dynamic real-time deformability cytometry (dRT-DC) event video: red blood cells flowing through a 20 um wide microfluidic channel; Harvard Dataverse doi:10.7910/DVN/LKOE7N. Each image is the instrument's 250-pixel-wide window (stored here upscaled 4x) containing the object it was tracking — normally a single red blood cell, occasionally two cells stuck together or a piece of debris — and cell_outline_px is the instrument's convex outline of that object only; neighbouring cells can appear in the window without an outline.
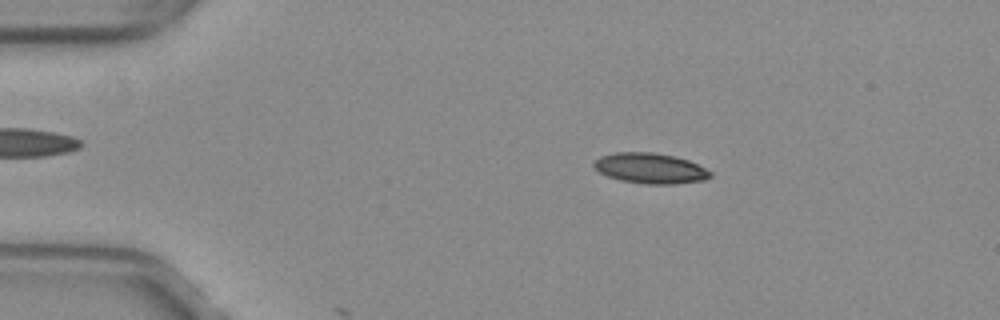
{"species": "common noctule bat (a hibernating species)", "species_latin": "Nyctalus noctula", "temperature_condition": "warm", "stored_images_in_passage": 11, "camera_frame_rate_fps": 3000, "um_per_image_px": 0.085, "animal": {"sex": "female", "body_mass_g": 29.2, "forearm_length_mm": 56.3}, "frame": {"image": 1, "passage_image": 9, "time_ms": 2.667, "image_size_px": [1000, 320], "cell_outline_px": [[712, 176], [704, 180], [676, 184], [644, 184], [620, 180], [608, 176], [600, 172], [592, 164], [600, 156], [616, 152], [652, 152], [676, 156], [688, 160], [712, 172]], "centroid_in_image_um": [55.28, 14.3], "position_along_channel_um": 29.7, "area_um2": 20.63}}